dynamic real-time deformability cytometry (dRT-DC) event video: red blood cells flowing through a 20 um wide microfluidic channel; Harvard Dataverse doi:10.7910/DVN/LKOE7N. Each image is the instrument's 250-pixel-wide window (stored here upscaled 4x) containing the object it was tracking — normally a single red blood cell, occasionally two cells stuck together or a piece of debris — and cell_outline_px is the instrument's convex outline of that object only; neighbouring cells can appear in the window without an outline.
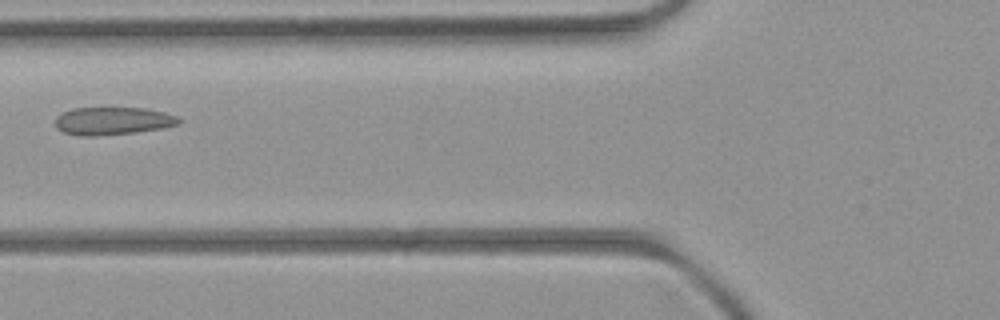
{"species": "common noctule bat (a hibernating species)", "species_latin": "Nyctalus noctula", "temperature_condition": "room temperature", "stored_images_in_passage": 5, "camera_frame_rate_fps": 3000, "um_per_image_px": 0.085, "animal": {"sex": "female", "body_mass_g": 21.9}, "frame": {"image": 1, "passage_image": 4, "time_ms": 3.667, "image_size_px": [1000, 320], "cell_outline_px": [[184, 120], [180, 124], [164, 128], [136, 132], [96, 136], [80, 136], [64, 132], [56, 128], [56, 116], [72, 108], [144, 108], [164, 112], [176, 116]], "centroid_in_image_um": [9.62, 10.28], "position_along_channel_um": 116.2, "area_um2": 20.11}}
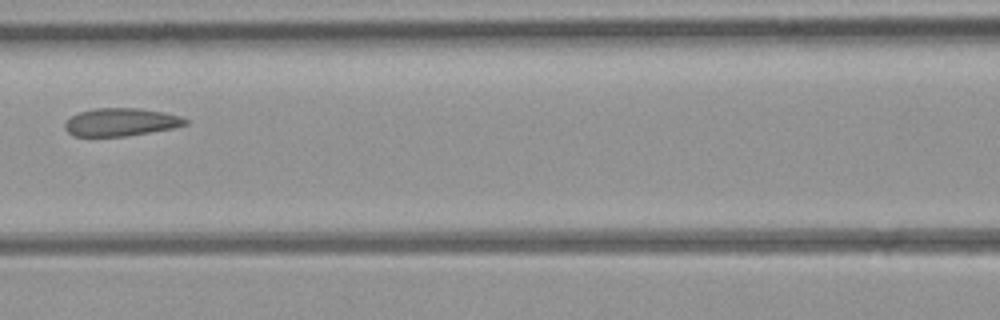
{"frame": {"image": 2, "passage_image": 5, "time_ms": 4.667, "image_size_px": [1000, 320], "cell_outline_px": [[188, 124], [172, 128], [124, 136], [72, 136], [64, 128], [64, 124], [72, 116], [80, 112], [96, 108], [140, 108], [164, 112], [180, 116], [188, 120]], "centroid_in_image_um": [10.27, 10.37], "position_along_channel_um": 156.3, "area_um2": 19.42}}